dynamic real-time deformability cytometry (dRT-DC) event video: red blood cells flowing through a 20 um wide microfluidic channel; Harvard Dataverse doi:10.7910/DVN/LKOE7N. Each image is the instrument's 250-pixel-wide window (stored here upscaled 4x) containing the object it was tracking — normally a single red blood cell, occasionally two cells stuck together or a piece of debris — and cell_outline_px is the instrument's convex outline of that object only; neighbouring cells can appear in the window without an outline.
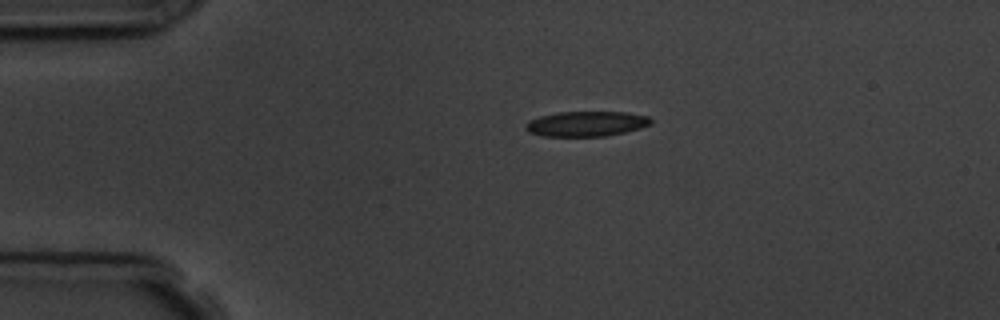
{"species": "common noctule bat (a hibernating species)", "species_latin": "Nyctalus noctula", "temperature_condition": "room temperature", "stored_images_in_passage": 2, "camera_frame_rate_fps": 3000, "um_per_image_px": 0.085, "animal": {"sex": "male", "body_mass_g": 19.5, "forearm_length_mm": 54.6}, "frame": {"image": 1, "passage_image": 1, "time_ms": 0.0, "image_size_px": [1000, 320], "cell_outline_px": [[652, 124], [640, 128], [624, 132], [604, 136], [540, 136], [528, 132], [524, 128], [524, 124], [528, 120], [540, 116], [556, 112], [624, 112], [648, 116], [652, 120]], "centroid_in_image_um": [49.78, 10.52], "position_along_channel_um": 35.2, "area_um2": 18.44}}